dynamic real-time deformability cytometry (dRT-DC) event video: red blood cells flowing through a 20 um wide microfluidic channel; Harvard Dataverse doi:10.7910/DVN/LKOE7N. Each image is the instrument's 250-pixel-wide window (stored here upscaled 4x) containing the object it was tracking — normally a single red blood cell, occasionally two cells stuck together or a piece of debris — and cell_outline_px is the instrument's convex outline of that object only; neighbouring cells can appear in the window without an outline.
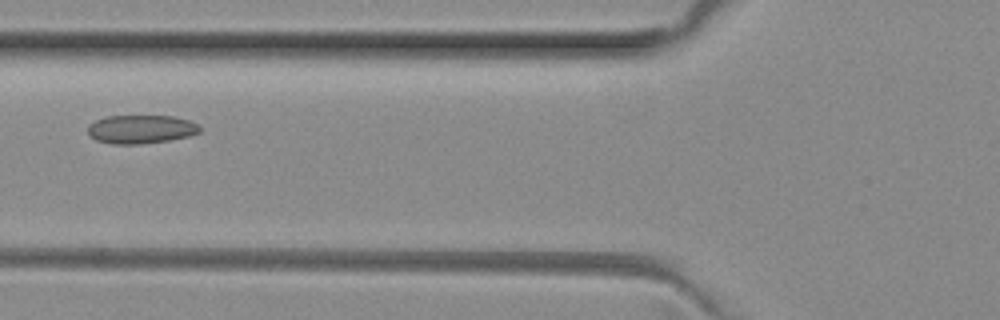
{"species": "common noctule bat (a hibernating species)", "species_latin": "Nyctalus noctula", "temperature_condition": "room temperature", "stored_images_in_passage": 6, "camera_frame_rate_fps": 3000, "um_per_image_px": 0.085, "animal": {"sex": "female", "body_mass_g": 29.2, "forearm_length_mm": 56.3}, "frame": {"image": 1, "passage_image": 5, "time_ms": 1.333, "image_size_px": [1000, 320], "cell_outline_px": [[200, 132], [188, 136], [168, 140], [140, 144], [112, 144], [96, 140], [88, 136], [88, 124], [96, 120], [108, 116], [172, 116], [188, 120], [196, 124], [200, 128]], "centroid_in_image_um": [11.93, 10.99], "position_along_channel_um": 113.9, "area_um2": 18.55}}
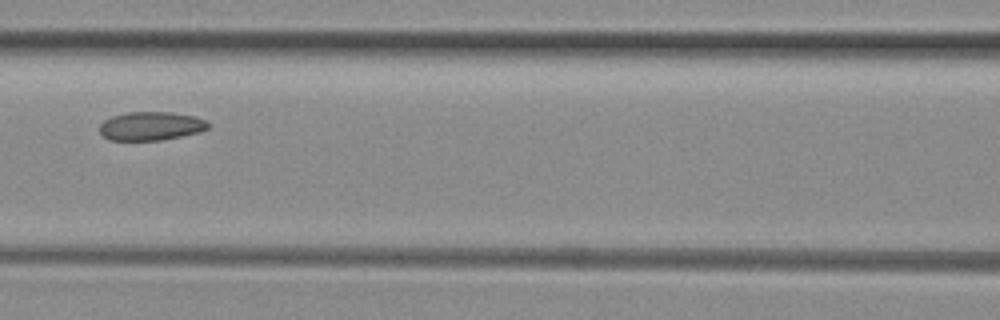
{"frame": {"image": 2, "passage_image": 6, "time_ms": 1.667, "image_size_px": [1000, 320], "cell_outline_px": [[208, 128], [200, 132], [160, 140], [108, 140], [100, 132], [100, 124], [104, 120], [112, 116], [128, 112], [172, 112], [196, 116], [204, 120], [208, 124]], "centroid_in_image_um": [12.82, 10.71], "position_along_channel_um": 153.8, "area_um2": 18.03}}